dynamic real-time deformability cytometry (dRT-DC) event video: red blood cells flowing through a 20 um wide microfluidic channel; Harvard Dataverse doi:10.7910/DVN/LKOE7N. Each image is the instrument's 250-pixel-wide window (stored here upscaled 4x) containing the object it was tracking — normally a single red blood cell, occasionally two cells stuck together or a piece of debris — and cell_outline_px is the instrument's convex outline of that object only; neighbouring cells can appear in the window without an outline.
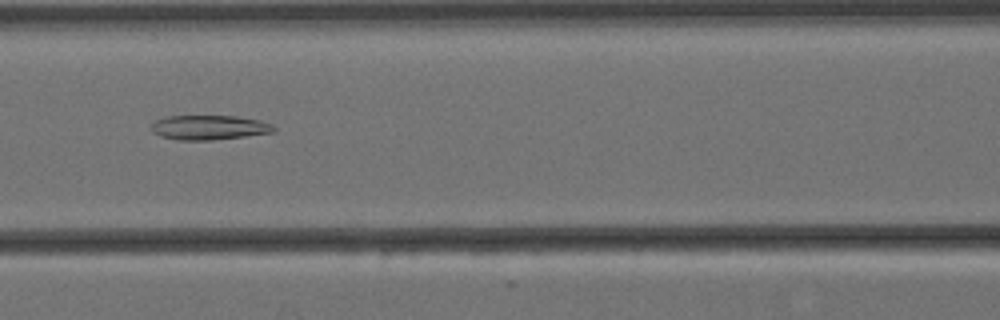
{"species": "Egyptian fruit bat (a non-hibernating species)", "species_latin": "Rousettus aegyptiacus", "temperature_condition": "cold", "stored_images_in_passage": 10, "camera_frame_rate_fps": 3000, "um_per_image_px": 0.085, "animal": {"sex": "female"}, "frame": {"image": 1, "passage_image": 7, "time_ms": 2.0, "image_size_px": [1000, 320], "cell_outline_px": [[276, 128], [272, 132], [244, 136], [212, 140], [176, 140], [160, 136], [152, 132], [152, 124], [156, 120], [164, 116], [236, 116], [260, 120], [272, 124]], "centroid_in_image_um": [17.75, 10.83], "position_along_channel_um": 148.9, "area_um2": 17.51}}
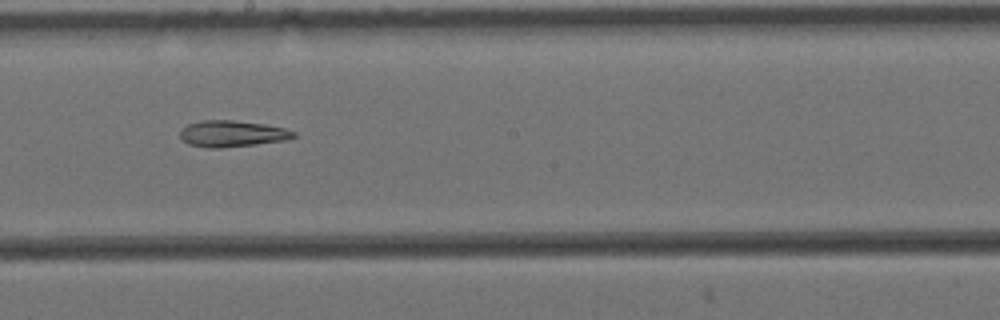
{"frame": {"image": 2, "passage_image": 9, "time_ms": 2.667, "image_size_px": [1000, 320], "cell_outline_px": [[296, 136], [284, 140], [256, 144], [220, 148], [208, 148], [188, 144], [180, 136], [180, 128], [188, 124], [204, 120], [232, 120], [264, 124], [284, 128], [296, 132]], "centroid_in_image_um": [19.71, 11.36], "position_along_channel_um": 228.5, "area_um2": 17.34}}
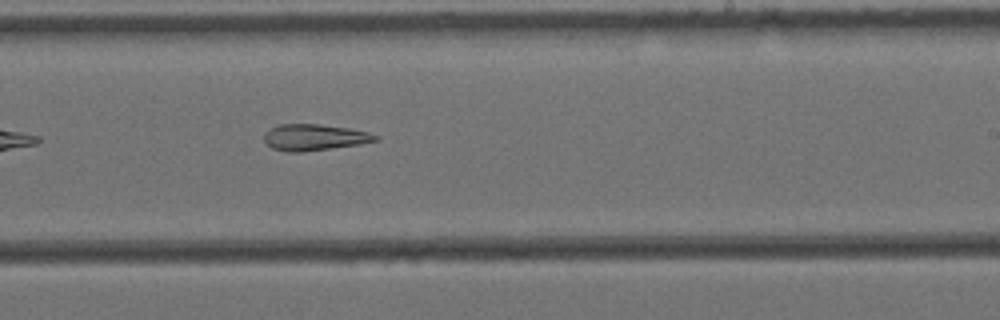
{"frame": {"image": 3, "passage_image": 10, "time_ms": 3.0, "image_size_px": [1000, 320], "cell_outline_px": [[380, 140], [360, 144], [304, 152], [288, 152], [272, 148], [264, 140], [264, 132], [280, 124], [320, 124], [348, 128], [368, 132], [376, 136]], "centroid_in_image_um": [26.71, 11.68], "position_along_channel_um": 262.3, "area_um2": 16.99}}